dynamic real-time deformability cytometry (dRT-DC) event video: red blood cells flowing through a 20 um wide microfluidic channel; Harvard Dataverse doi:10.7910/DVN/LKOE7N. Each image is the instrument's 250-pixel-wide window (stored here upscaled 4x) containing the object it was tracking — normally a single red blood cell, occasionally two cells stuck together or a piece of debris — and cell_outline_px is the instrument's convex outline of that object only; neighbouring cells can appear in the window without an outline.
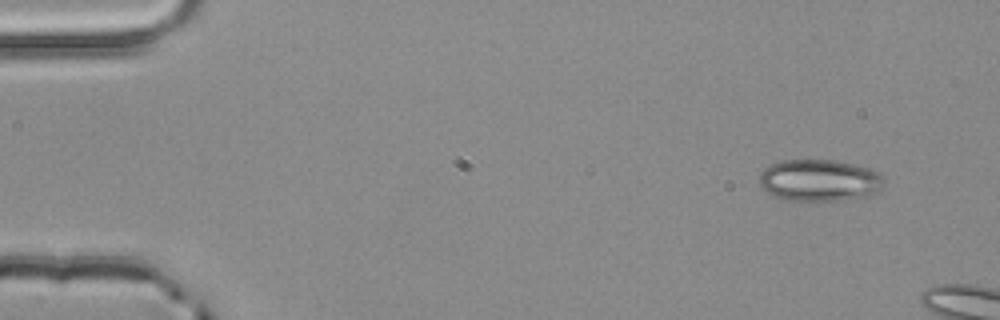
{"species": "common noctule bat (a hibernating species)", "species_latin": "Nyctalus noctula", "temperature_condition": "room temperature", "stored_images_in_passage": 2, "camera_frame_rate_fps": 3000, "um_per_image_px": 0.085, "animal": {"sex": "male", "body_mass_g": 20.4}, "frame": {"image": 1, "passage_image": 1, "time_ms": 0.0, "image_size_px": [1000, 320], "cell_outline_px": [[884, 184], [876, 192], [868, 196], [844, 200], [788, 200], [776, 196], [768, 192], [760, 184], [760, 172], [768, 164], [780, 160], [836, 160], [868, 168], [884, 176]], "centroid_in_image_um": [69.65, 15.31], "position_along_channel_um": 15.4, "area_um2": 30.29}}